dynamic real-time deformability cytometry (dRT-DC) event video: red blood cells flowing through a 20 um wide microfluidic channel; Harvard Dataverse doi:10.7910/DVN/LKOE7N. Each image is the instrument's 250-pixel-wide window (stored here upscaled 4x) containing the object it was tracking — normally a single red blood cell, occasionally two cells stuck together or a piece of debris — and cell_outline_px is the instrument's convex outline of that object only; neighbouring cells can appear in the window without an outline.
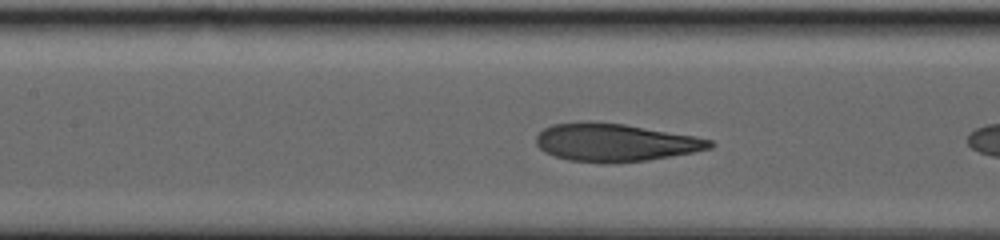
{"species": "human", "species_latin": "Homo sapiens", "temperature_condition": "warm", "stored_images_in_passage": 16, "camera_frame_rate_fps": 3000, "um_per_image_px": 0.085, "donor": {"sex": "male"}, "frame": {"image": 1, "passage_image": 12, "time_ms": 2.667, "image_size_px": [1000, 240], "cell_outline_px": [[716, 144], [712, 148], [692, 152], [648, 160], [612, 164], [600, 164], [568, 160], [544, 152], [536, 144], [536, 136], [544, 128], [552, 124], [584, 120], [592, 120], [624, 124], [696, 136], [712, 140]], "centroid_in_image_um": [52.26, 12.11], "position_along_channel_um": 155.1, "area_um2": 38.96}}